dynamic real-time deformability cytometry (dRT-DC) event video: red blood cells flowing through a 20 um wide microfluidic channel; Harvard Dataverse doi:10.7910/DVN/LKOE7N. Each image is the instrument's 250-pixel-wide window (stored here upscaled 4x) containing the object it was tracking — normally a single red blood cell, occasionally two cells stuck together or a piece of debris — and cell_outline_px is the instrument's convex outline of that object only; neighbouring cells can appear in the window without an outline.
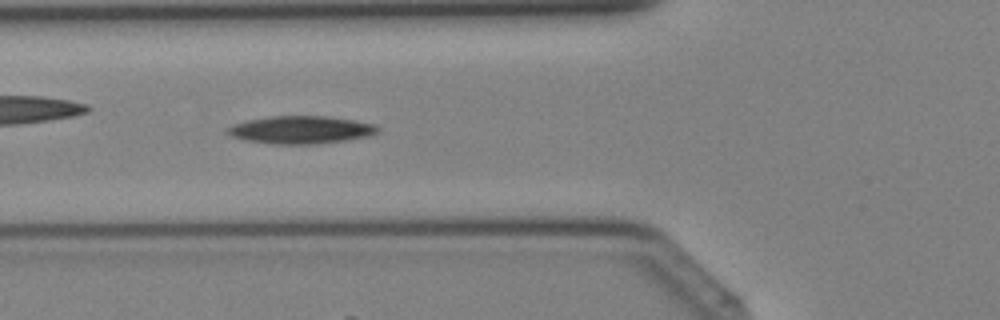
{"species": "Egyptian fruit bat (a non-hibernating species)", "species_latin": "Rousettus aegyptiacus", "temperature_condition": "cold", "stored_images_in_passage": 39, "camera_frame_rate_fps": 3000, "um_per_image_px": 0.085, "animal": {"sex": "female"}, "frame": {"image": 1, "passage_image": 14, "time_ms": 4.333, "image_size_px": [1000, 320], "cell_outline_px": [[380, 132], [372, 136], [316, 144], [272, 144], [244, 140], [232, 136], [224, 132], [224, 128], [232, 124], [248, 120], [272, 116], [328, 116], [376, 124], [380, 128]], "centroid_in_image_um": [25.57, 11.04], "position_along_channel_um": 100.2, "area_um2": 24.57}}
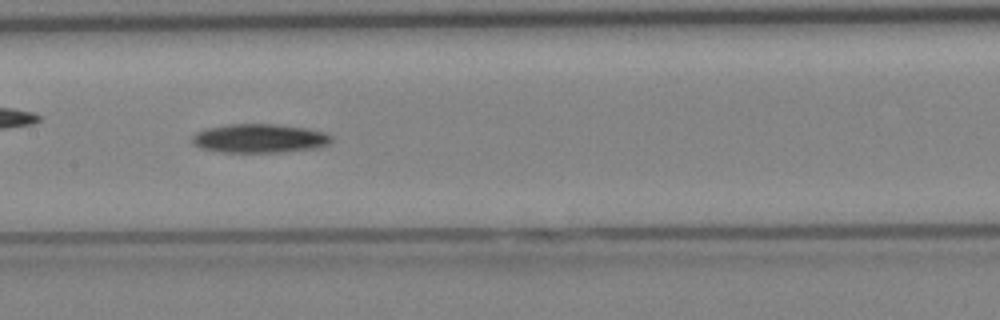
{"frame": {"image": 2, "passage_image": 19, "time_ms": 6.0, "image_size_px": [1000, 320], "cell_outline_px": [[332, 140], [328, 144], [320, 148], [280, 152], [220, 152], [204, 148], [192, 144], [192, 136], [196, 132], [204, 128], [228, 124], [276, 124], [308, 128], [328, 132], [332, 136]], "centroid_in_image_um": [22.1, 11.75], "position_along_channel_um": 185.3, "area_um2": 23.76}}
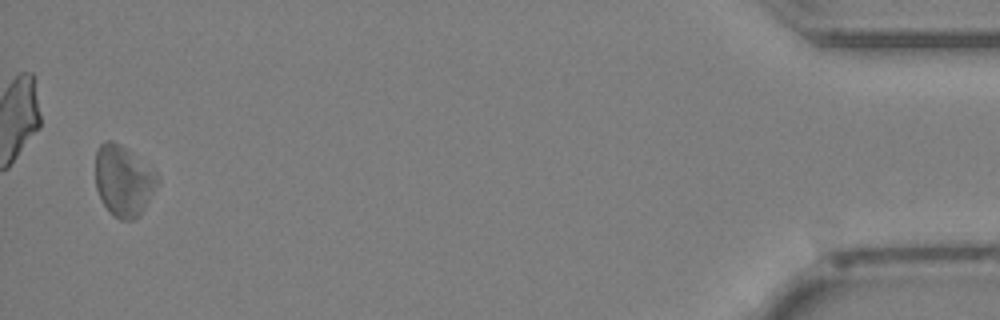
{"frame": {"image": 3, "passage_image": 38, "time_ms": 12.333, "image_size_px": [1000, 320], "cell_outline_px": [[160, 184], [144, 208], [132, 220], [120, 220], [104, 204], [96, 188], [96, 152], [100, 144], [104, 140], [112, 140], [120, 144], [156, 172], [160, 180]], "centroid_in_image_um": [10.51, 15.34], "position_along_channel_um": 424.7, "area_um2": 25.26}}